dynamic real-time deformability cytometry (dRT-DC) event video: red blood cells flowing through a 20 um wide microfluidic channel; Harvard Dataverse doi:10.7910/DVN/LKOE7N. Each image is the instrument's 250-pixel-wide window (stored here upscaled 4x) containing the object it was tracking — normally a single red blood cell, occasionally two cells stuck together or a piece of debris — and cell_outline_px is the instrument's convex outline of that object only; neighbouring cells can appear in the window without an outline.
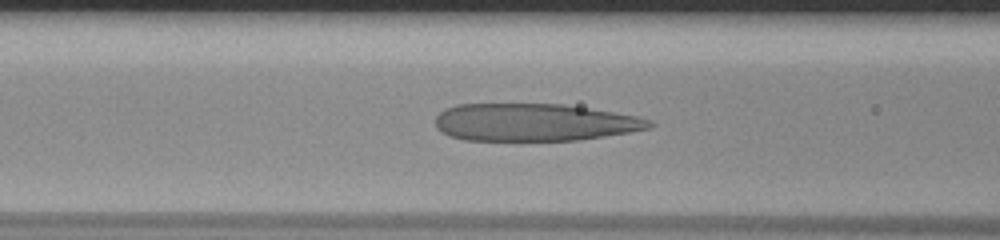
{"species": "human", "species_latin": "Homo sapiens", "temperature_condition": "room temperature", "stored_images_in_passage": 38, "camera_frame_rate_fps": 3000, "um_per_image_px": 0.085, "donor": {"sex": "male"}, "frame": {"image": 1, "passage_image": 12, "time_ms": 3.667, "image_size_px": [1000, 240], "cell_outline_px": [[656, 124], [652, 128], [632, 132], [580, 140], [464, 140], [448, 136], [436, 128], [436, 116], [444, 108], [456, 104], [564, 104], [636, 116], [652, 120]], "centroid_in_image_um": [45.42, 10.4], "position_along_channel_um": 121.2, "area_um2": 47.05}}
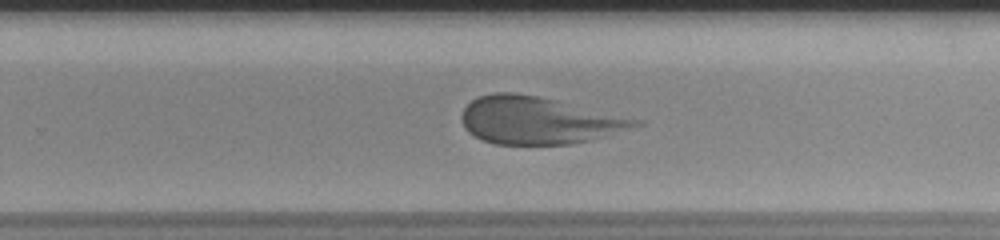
{"frame": {"image": 2, "passage_image": 25, "time_ms": 8.0, "image_size_px": [1000, 240], "cell_outline_px": [[644, 124], [588, 140], [572, 144], [496, 144], [484, 140], [468, 132], [464, 128], [460, 116], [464, 108], [472, 100], [480, 96], [492, 92], [512, 92], [536, 96], [556, 100], [644, 120]], "centroid_in_image_um": [45.75, 10.22], "position_along_channel_um": 284.1, "area_um2": 47.45}}
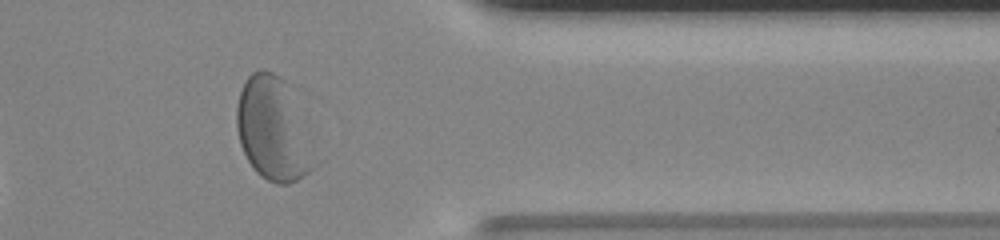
{"frame": {"image": 3, "passage_image": 34, "time_ms": 11.0, "image_size_px": [1000, 240], "cell_outline_px": [[320, 164], [296, 180], [288, 184], [276, 184], [260, 176], [252, 168], [240, 144], [236, 128], [236, 108], [240, 92], [248, 76], [252, 72], [260, 68], [264, 68], [280, 76], [288, 84]], "centroid_in_image_um": [23.22, 11.0], "position_along_channel_um": 388.2, "area_um2": 46.99}}